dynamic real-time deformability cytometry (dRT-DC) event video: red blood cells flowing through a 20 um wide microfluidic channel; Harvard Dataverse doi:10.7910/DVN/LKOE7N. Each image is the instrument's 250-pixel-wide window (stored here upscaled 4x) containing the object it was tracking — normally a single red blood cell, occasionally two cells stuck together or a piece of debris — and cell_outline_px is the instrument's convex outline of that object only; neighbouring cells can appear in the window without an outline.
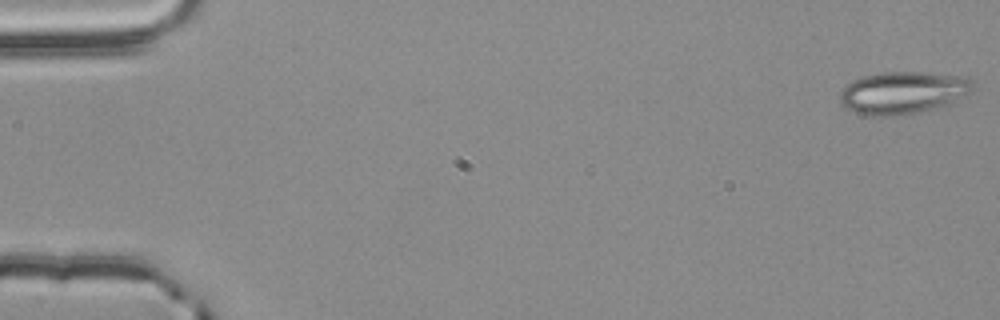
{"species": "common noctule bat (a hibernating species)", "species_latin": "Nyctalus noctula", "temperature_condition": "room temperature", "stored_images_in_passage": 55, "camera_frame_rate_fps": 3000, "um_per_image_px": 0.085, "animal": {"sex": "male", "body_mass_g": 20.4}, "frame": {"image": 1, "passage_image": 1, "time_ms": 0.0, "image_size_px": [1000, 320], "cell_outline_px": [[972, 92], [952, 104], [940, 108], [916, 112], [884, 116], [868, 116], [856, 112], [848, 108], [840, 100], [840, 88], [852, 80], [864, 76], [884, 72], [916, 72], [968, 76], [972, 80]], "centroid_in_image_um": [76.8, 7.87], "position_along_channel_um": 8.2, "area_um2": 33.0}}
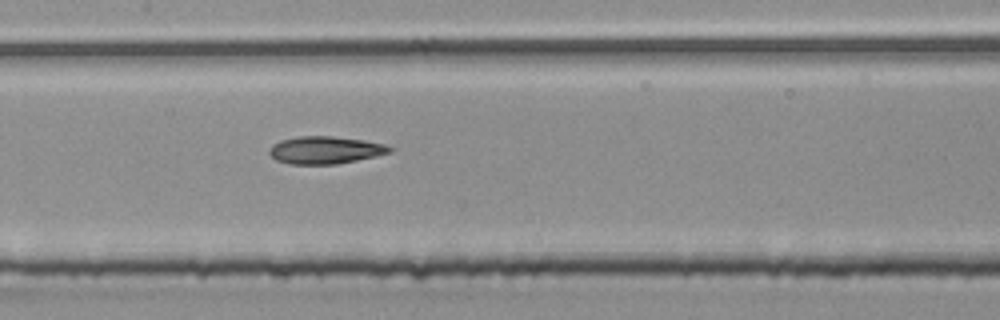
{"frame": {"image": 2, "passage_image": 27, "time_ms": 8.667, "image_size_px": [1000, 320], "cell_outline_px": [[392, 152], [376, 156], [336, 164], [288, 164], [276, 160], [268, 152], [268, 148], [272, 144], [280, 140], [300, 136], [332, 136], [364, 140], [384, 144], [392, 148]], "centroid_in_image_um": [27.61, 12.75], "position_along_channel_um": 179.8, "area_um2": 19.31}}
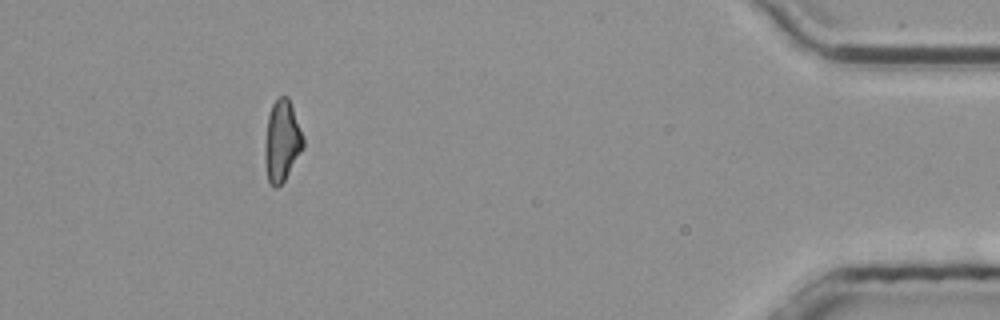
{"frame": {"image": 3, "passage_image": 50, "time_ms": 16.333, "image_size_px": [1000, 320], "cell_outline_px": [[304, 148], [284, 180], [276, 188], [272, 188], [268, 184], [264, 164], [264, 144], [268, 116], [272, 104], [280, 96], [288, 96], [304, 136]], "centroid_in_image_um": [23.95, 12.02], "position_along_channel_um": 411.3, "area_um2": 18.5}, "authors_computed_cell_mechanics": {"area_um2": 18.9584, "velocity_mm_per_s": 3.8366, "shape_relaxation_time_tau1_ms": null, "shape_relaxation_time_tau2_ms": 4.9622, "deformation_change_tau1": null, "deformation_change_tau2": 0.1477}}